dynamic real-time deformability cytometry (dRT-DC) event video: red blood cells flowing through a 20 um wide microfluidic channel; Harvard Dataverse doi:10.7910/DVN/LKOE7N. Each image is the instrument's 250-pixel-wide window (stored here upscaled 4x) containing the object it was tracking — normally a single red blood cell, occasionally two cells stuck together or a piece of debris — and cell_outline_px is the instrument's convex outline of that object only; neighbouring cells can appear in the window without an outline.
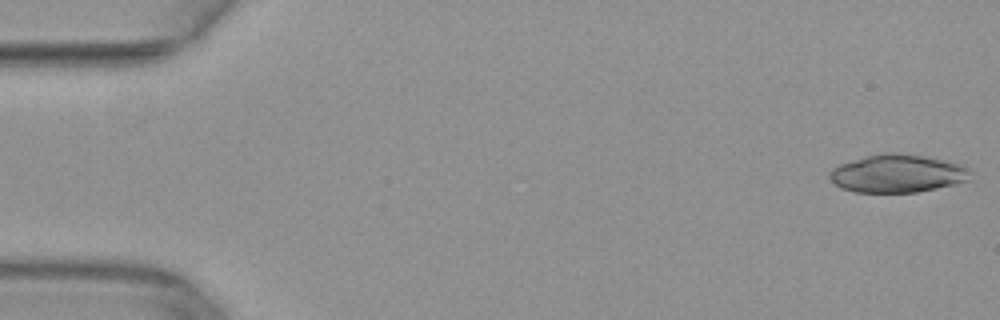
{"species": "common noctule bat (a hibernating species)", "species_latin": "Nyctalus noctula", "temperature_condition": "warm", "stored_images_in_passage": 11, "camera_frame_rate_fps": 3000, "um_per_image_px": 0.085, "animal": {"sex": "female", "body_mass_g": 29.2, "forearm_length_mm": 56.3}, "frame": {"image": 1, "passage_image": 1, "time_ms": 0.0, "image_size_px": [1000, 320], "cell_outline_px": [[972, 172], [968, 180], [956, 184], [916, 192], [856, 192], [840, 188], [828, 176], [828, 172], [832, 168], [840, 164], [868, 156], [884, 152], [892, 152], [920, 156], [944, 160], [964, 164]], "centroid_in_image_um": [76.3, 14.75], "position_along_channel_um": 8.7, "area_um2": 31.04}}